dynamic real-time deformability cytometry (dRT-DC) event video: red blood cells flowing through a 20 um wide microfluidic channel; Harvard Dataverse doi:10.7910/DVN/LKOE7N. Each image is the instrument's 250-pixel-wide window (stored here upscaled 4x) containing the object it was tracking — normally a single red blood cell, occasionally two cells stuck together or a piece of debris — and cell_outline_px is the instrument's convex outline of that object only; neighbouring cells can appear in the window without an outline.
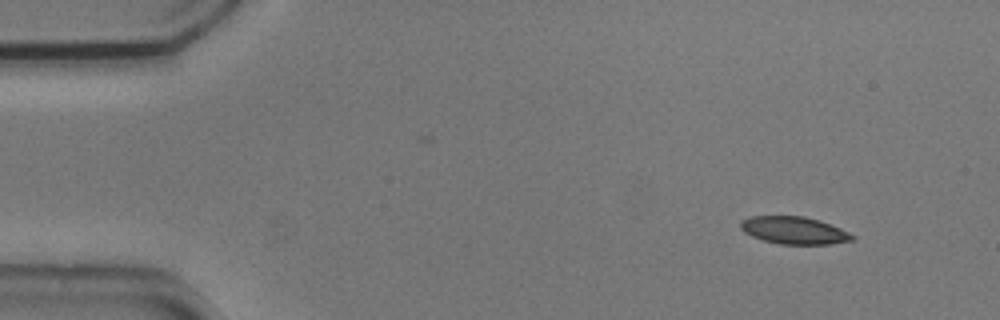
{"species": "common noctule bat (a hibernating species)", "species_latin": "Nyctalus noctula", "temperature_condition": "cold", "stored_images_in_passage": 4, "camera_frame_rate_fps": 3000, "um_per_image_px": 0.085, "animal": {"sex": "male", "body_mass_g": 20.5, "forearm_length_mm": 52.5}, "frame": {"image": 1, "passage_image": 1, "time_ms": 0.0, "image_size_px": [1000, 320], "cell_outline_px": [[856, 236], [852, 240], [832, 244], [780, 244], [764, 240], [752, 236], [744, 232], [740, 228], [740, 220], [752, 216], [804, 216], [820, 220], [840, 228]], "centroid_in_image_um": [67.49, 19.57], "position_along_channel_um": 17.5, "area_um2": 17.86}}
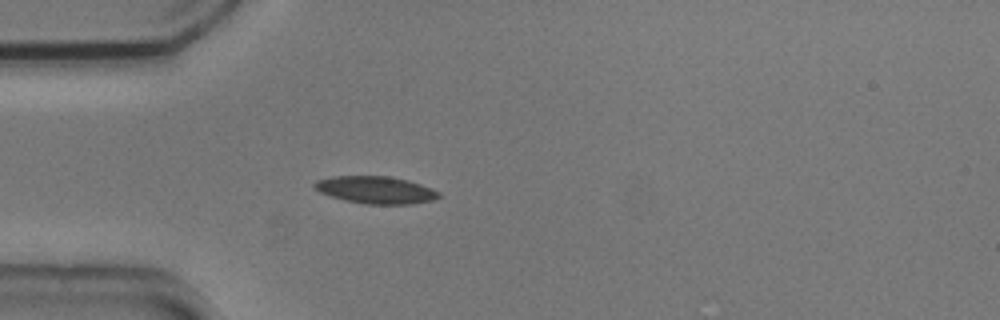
{"frame": {"image": 2, "passage_image": 4, "time_ms": 1.0, "image_size_px": [1000, 320], "cell_outline_px": [[440, 196], [436, 200], [412, 204], [364, 204], [332, 196], [320, 192], [312, 184], [316, 180], [332, 176], [388, 176], [408, 180], [432, 188], [440, 192]], "centroid_in_image_um": [31.98, 16.14], "position_along_channel_um": 53.0, "area_um2": 19.77}}